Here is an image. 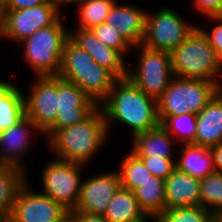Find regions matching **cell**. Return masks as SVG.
<instances>
[{
	"instance_id": "6da1fadb",
	"label": "cell",
	"mask_w": 222,
	"mask_h": 222,
	"mask_svg": "<svg viewBox=\"0 0 222 222\" xmlns=\"http://www.w3.org/2000/svg\"><path fill=\"white\" fill-rule=\"evenodd\" d=\"M99 106L110 134L111 125L115 121L130 127L132 138L160 124L157 100L146 95L128 78L118 79L107 98Z\"/></svg>"
},
{
	"instance_id": "7a4b0ae2",
	"label": "cell",
	"mask_w": 222,
	"mask_h": 222,
	"mask_svg": "<svg viewBox=\"0 0 222 222\" xmlns=\"http://www.w3.org/2000/svg\"><path fill=\"white\" fill-rule=\"evenodd\" d=\"M108 136L105 117L98 106L85 120L56 129L45 139L54 158L88 166L106 145Z\"/></svg>"
},
{
	"instance_id": "3957f363",
	"label": "cell",
	"mask_w": 222,
	"mask_h": 222,
	"mask_svg": "<svg viewBox=\"0 0 222 222\" xmlns=\"http://www.w3.org/2000/svg\"><path fill=\"white\" fill-rule=\"evenodd\" d=\"M200 27L195 26L187 38L170 52L173 74L179 78L216 83L222 69V60Z\"/></svg>"
},
{
	"instance_id": "277c9868",
	"label": "cell",
	"mask_w": 222,
	"mask_h": 222,
	"mask_svg": "<svg viewBox=\"0 0 222 222\" xmlns=\"http://www.w3.org/2000/svg\"><path fill=\"white\" fill-rule=\"evenodd\" d=\"M64 15L53 25L38 29L18 46L35 77L57 76L61 68L62 53L70 29L65 26Z\"/></svg>"
},
{
	"instance_id": "5b68a950",
	"label": "cell",
	"mask_w": 222,
	"mask_h": 222,
	"mask_svg": "<svg viewBox=\"0 0 222 222\" xmlns=\"http://www.w3.org/2000/svg\"><path fill=\"white\" fill-rule=\"evenodd\" d=\"M216 94V83L174 76L157 100L158 116L198 114Z\"/></svg>"
},
{
	"instance_id": "8992f818",
	"label": "cell",
	"mask_w": 222,
	"mask_h": 222,
	"mask_svg": "<svg viewBox=\"0 0 222 222\" xmlns=\"http://www.w3.org/2000/svg\"><path fill=\"white\" fill-rule=\"evenodd\" d=\"M139 51L137 65L128 66L127 78L146 95L158 100L174 77L170 52L153 50L143 45L132 47Z\"/></svg>"
},
{
	"instance_id": "52a82bcc",
	"label": "cell",
	"mask_w": 222,
	"mask_h": 222,
	"mask_svg": "<svg viewBox=\"0 0 222 222\" xmlns=\"http://www.w3.org/2000/svg\"><path fill=\"white\" fill-rule=\"evenodd\" d=\"M85 167L69 161L51 159L42 169V194L52 198L66 210L73 211L79 200L83 181L81 173Z\"/></svg>"
},
{
	"instance_id": "ba28073f",
	"label": "cell",
	"mask_w": 222,
	"mask_h": 222,
	"mask_svg": "<svg viewBox=\"0 0 222 222\" xmlns=\"http://www.w3.org/2000/svg\"><path fill=\"white\" fill-rule=\"evenodd\" d=\"M195 26L185 21L177 9L164 6L154 9L153 13L148 10L145 36L141 45L153 50L171 52L187 38Z\"/></svg>"
},
{
	"instance_id": "9c48e42d",
	"label": "cell",
	"mask_w": 222,
	"mask_h": 222,
	"mask_svg": "<svg viewBox=\"0 0 222 222\" xmlns=\"http://www.w3.org/2000/svg\"><path fill=\"white\" fill-rule=\"evenodd\" d=\"M63 6L58 0L21 10H6L0 21V38L20 43L40 28L53 25L61 16Z\"/></svg>"
},
{
	"instance_id": "30bf717a",
	"label": "cell",
	"mask_w": 222,
	"mask_h": 222,
	"mask_svg": "<svg viewBox=\"0 0 222 222\" xmlns=\"http://www.w3.org/2000/svg\"><path fill=\"white\" fill-rule=\"evenodd\" d=\"M69 211L41 192L32 190L28 180L20 188L8 222H59Z\"/></svg>"
},
{
	"instance_id": "8fae6325",
	"label": "cell",
	"mask_w": 222,
	"mask_h": 222,
	"mask_svg": "<svg viewBox=\"0 0 222 222\" xmlns=\"http://www.w3.org/2000/svg\"><path fill=\"white\" fill-rule=\"evenodd\" d=\"M28 93L24 94L26 116L44 133L58 115V76L35 77Z\"/></svg>"
},
{
	"instance_id": "7c38bea8",
	"label": "cell",
	"mask_w": 222,
	"mask_h": 222,
	"mask_svg": "<svg viewBox=\"0 0 222 222\" xmlns=\"http://www.w3.org/2000/svg\"><path fill=\"white\" fill-rule=\"evenodd\" d=\"M97 107L76 83L58 77V115L43 136L85 120Z\"/></svg>"
},
{
	"instance_id": "4fadbf2b",
	"label": "cell",
	"mask_w": 222,
	"mask_h": 222,
	"mask_svg": "<svg viewBox=\"0 0 222 222\" xmlns=\"http://www.w3.org/2000/svg\"><path fill=\"white\" fill-rule=\"evenodd\" d=\"M121 187L118 170L102 172L82 181L80 196L72 212L103 215L116 191Z\"/></svg>"
},
{
	"instance_id": "5bb4252c",
	"label": "cell",
	"mask_w": 222,
	"mask_h": 222,
	"mask_svg": "<svg viewBox=\"0 0 222 222\" xmlns=\"http://www.w3.org/2000/svg\"><path fill=\"white\" fill-rule=\"evenodd\" d=\"M43 135L36 124L27 116L8 130L0 132V164L11 165L27 171L23 158L32 148V131Z\"/></svg>"
},
{
	"instance_id": "9a60e30c",
	"label": "cell",
	"mask_w": 222,
	"mask_h": 222,
	"mask_svg": "<svg viewBox=\"0 0 222 222\" xmlns=\"http://www.w3.org/2000/svg\"><path fill=\"white\" fill-rule=\"evenodd\" d=\"M70 38L82 49L87 51L94 61L111 71L118 79L127 78V69L123 56L119 51L105 46L91 30L76 28L70 30Z\"/></svg>"
},
{
	"instance_id": "2e32d148",
	"label": "cell",
	"mask_w": 222,
	"mask_h": 222,
	"mask_svg": "<svg viewBox=\"0 0 222 222\" xmlns=\"http://www.w3.org/2000/svg\"><path fill=\"white\" fill-rule=\"evenodd\" d=\"M147 10L134 4L113 5L105 23L114 27L134 47L140 45L145 36Z\"/></svg>"
},
{
	"instance_id": "e0dca14e",
	"label": "cell",
	"mask_w": 222,
	"mask_h": 222,
	"mask_svg": "<svg viewBox=\"0 0 222 222\" xmlns=\"http://www.w3.org/2000/svg\"><path fill=\"white\" fill-rule=\"evenodd\" d=\"M166 209L200 205V180L177 168L165 180Z\"/></svg>"
},
{
	"instance_id": "ac0fdd59",
	"label": "cell",
	"mask_w": 222,
	"mask_h": 222,
	"mask_svg": "<svg viewBox=\"0 0 222 222\" xmlns=\"http://www.w3.org/2000/svg\"><path fill=\"white\" fill-rule=\"evenodd\" d=\"M195 145L211 148L222 142V97L215 94L197 114Z\"/></svg>"
},
{
	"instance_id": "d6986e66",
	"label": "cell",
	"mask_w": 222,
	"mask_h": 222,
	"mask_svg": "<svg viewBox=\"0 0 222 222\" xmlns=\"http://www.w3.org/2000/svg\"><path fill=\"white\" fill-rule=\"evenodd\" d=\"M159 124L154 129L139 133L131 138V151L137 156L151 158H174L173 150L178 142ZM175 145V146H173Z\"/></svg>"
},
{
	"instance_id": "ffe728a7",
	"label": "cell",
	"mask_w": 222,
	"mask_h": 222,
	"mask_svg": "<svg viewBox=\"0 0 222 222\" xmlns=\"http://www.w3.org/2000/svg\"><path fill=\"white\" fill-rule=\"evenodd\" d=\"M103 216L108 222H140L150 220L155 222V218L147 216L141 209L134 193L123 187H120L111 198Z\"/></svg>"
},
{
	"instance_id": "44dd1931",
	"label": "cell",
	"mask_w": 222,
	"mask_h": 222,
	"mask_svg": "<svg viewBox=\"0 0 222 222\" xmlns=\"http://www.w3.org/2000/svg\"><path fill=\"white\" fill-rule=\"evenodd\" d=\"M176 158V168L199 180L215 171L212 152L208 147L181 144Z\"/></svg>"
},
{
	"instance_id": "7402d4cb",
	"label": "cell",
	"mask_w": 222,
	"mask_h": 222,
	"mask_svg": "<svg viewBox=\"0 0 222 222\" xmlns=\"http://www.w3.org/2000/svg\"><path fill=\"white\" fill-rule=\"evenodd\" d=\"M24 92L11 81L0 80V132L26 116Z\"/></svg>"
},
{
	"instance_id": "603a6c76",
	"label": "cell",
	"mask_w": 222,
	"mask_h": 222,
	"mask_svg": "<svg viewBox=\"0 0 222 222\" xmlns=\"http://www.w3.org/2000/svg\"><path fill=\"white\" fill-rule=\"evenodd\" d=\"M93 57L70 37L64 45L61 68L57 75L63 80L76 83L93 66Z\"/></svg>"
},
{
	"instance_id": "cb8c5ba5",
	"label": "cell",
	"mask_w": 222,
	"mask_h": 222,
	"mask_svg": "<svg viewBox=\"0 0 222 222\" xmlns=\"http://www.w3.org/2000/svg\"><path fill=\"white\" fill-rule=\"evenodd\" d=\"M118 78L93 60V66L76 84L98 106L107 98Z\"/></svg>"
},
{
	"instance_id": "d4e9b609",
	"label": "cell",
	"mask_w": 222,
	"mask_h": 222,
	"mask_svg": "<svg viewBox=\"0 0 222 222\" xmlns=\"http://www.w3.org/2000/svg\"><path fill=\"white\" fill-rule=\"evenodd\" d=\"M27 172L0 164V220H7L20 188L29 180Z\"/></svg>"
},
{
	"instance_id": "484cf974",
	"label": "cell",
	"mask_w": 222,
	"mask_h": 222,
	"mask_svg": "<svg viewBox=\"0 0 222 222\" xmlns=\"http://www.w3.org/2000/svg\"><path fill=\"white\" fill-rule=\"evenodd\" d=\"M133 193L147 216L156 218L166 210L164 179L152 176L136 188Z\"/></svg>"
},
{
	"instance_id": "4316f807",
	"label": "cell",
	"mask_w": 222,
	"mask_h": 222,
	"mask_svg": "<svg viewBox=\"0 0 222 222\" xmlns=\"http://www.w3.org/2000/svg\"><path fill=\"white\" fill-rule=\"evenodd\" d=\"M160 125L180 144H195L197 128L196 114H181L176 116H158ZM181 140V141H180ZM182 142V143H180Z\"/></svg>"
},
{
	"instance_id": "83f0119b",
	"label": "cell",
	"mask_w": 222,
	"mask_h": 222,
	"mask_svg": "<svg viewBox=\"0 0 222 222\" xmlns=\"http://www.w3.org/2000/svg\"><path fill=\"white\" fill-rule=\"evenodd\" d=\"M118 169L121 187L132 192L153 175L146 168L143 160L131 150L125 154Z\"/></svg>"
},
{
	"instance_id": "f1b7e54d",
	"label": "cell",
	"mask_w": 222,
	"mask_h": 222,
	"mask_svg": "<svg viewBox=\"0 0 222 222\" xmlns=\"http://www.w3.org/2000/svg\"><path fill=\"white\" fill-rule=\"evenodd\" d=\"M116 2L117 0H92L79 5L77 28L91 30L98 24L104 23Z\"/></svg>"
},
{
	"instance_id": "f546056e",
	"label": "cell",
	"mask_w": 222,
	"mask_h": 222,
	"mask_svg": "<svg viewBox=\"0 0 222 222\" xmlns=\"http://www.w3.org/2000/svg\"><path fill=\"white\" fill-rule=\"evenodd\" d=\"M200 205L214 216L222 211V173L214 171L200 180Z\"/></svg>"
},
{
	"instance_id": "4dcf8cb0",
	"label": "cell",
	"mask_w": 222,
	"mask_h": 222,
	"mask_svg": "<svg viewBox=\"0 0 222 222\" xmlns=\"http://www.w3.org/2000/svg\"><path fill=\"white\" fill-rule=\"evenodd\" d=\"M214 215L201 205L166 209L155 222H211Z\"/></svg>"
},
{
	"instance_id": "1f68e13d",
	"label": "cell",
	"mask_w": 222,
	"mask_h": 222,
	"mask_svg": "<svg viewBox=\"0 0 222 222\" xmlns=\"http://www.w3.org/2000/svg\"><path fill=\"white\" fill-rule=\"evenodd\" d=\"M94 35L105 46L119 51L123 56L133 47L114 27L101 23L91 29Z\"/></svg>"
},
{
	"instance_id": "d6a6232c",
	"label": "cell",
	"mask_w": 222,
	"mask_h": 222,
	"mask_svg": "<svg viewBox=\"0 0 222 222\" xmlns=\"http://www.w3.org/2000/svg\"><path fill=\"white\" fill-rule=\"evenodd\" d=\"M140 157L146 168L153 176L166 180L168 176L176 169L175 158H151L150 156Z\"/></svg>"
},
{
	"instance_id": "836d02e7",
	"label": "cell",
	"mask_w": 222,
	"mask_h": 222,
	"mask_svg": "<svg viewBox=\"0 0 222 222\" xmlns=\"http://www.w3.org/2000/svg\"><path fill=\"white\" fill-rule=\"evenodd\" d=\"M210 22H214L216 26L209 32V29L201 27L207 35L210 45L216 52L217 56L222 60V16L207 17ZM217 23V24H216Z\"/></svg>"
},
{
	"instance_id": "e575fe53",
	"label": "cell",
	"mask_w": 222,
	"mask_h": 222,
	"mask_svg": "<svg viewBox=\"0 0 222 222\" xmlns=\"http://www.w3.org/2000/svg\"><path fill=\"white\" fill-rule=\"evenodd\" d=\"M191 3L202 17L222 16V0H193Z\"/></svg>"
},
{
	"instance_id": "d590c367",
	"label": "cell",
	"mask_w": 222,
	"mask_h": 222,
	"mask_svg": "<svg viewBox=\"0 0 222 222\" xmlns=\"http://www.w3.org/2000/svg\"><path fill=\"white\" fill-rule=\"evenodd\" d=\"M48 0H6L7 10H21L41 5Z\"/></svg>"
},
{
	"instance_id": "8d00e7d4",
	"label": "cell",
	"mask_w": 222,
	"mask_h": 222,
	"mask_svg": "<svg viewBox=\"0 0 222 222\" xmlns=\"http://www.w3.org/2000/svg\"><path fill=\"white\" fill-rule=\"evenodd\" d=\"M213 156V165L216 172L222 173V142L209 148Z\"/></svg>"
},
{
	"instance_id": "74e56055",
	"label": "cell",
	"mask_w": 222,
	"mask_h": 222,
	"mask_svg": "<svg viewBox=\"0 0 222 222\" xmlns=\"http://www.w3.org/2000/svg\"><path fill=\"white\" fill-rule=\"evenodd\" d=\"M80 219V222H108L103 215H92L85 212H74Z\"/></svg>"
},
{
	"instance_id": "f35d334b",
	"label": "cell",
	"mask_w": 222,
	"mask_h": 222,
	"mask_svg": "<svg viewBox=\"0 0 222 222\" xmlns=\"http://www.w3.org/2000/svg\"><path fill=\"white\" fill-rule=\"evenodd\" d=\"M59 222H80V219L74 212L69 211Z\"/></svg>"
},
{
	"instance_id": "ab89813d",
	"label": "cell",
	"mask_w": 222,
	"mask_h": 222,
	"mask_svg": "<svg viewBox=\"0 0 222 222\" xmlns=\"http://www.w3.org/2000/svg\"><path fill=\"white\" fill-rule=\"evenodd\" d=\"M222 69L219 73V77L217 82H216V94L222 97Z\"/></svg>"
},
{
	"instance_id": "60d3db41",
	"label": "cell",
	"mask_w": 222,
	"mask_h": 222,
	"mask_svg": "<svg viewBox=\"0 0 222 222\" xmlns=\"http://www.w3.org/2000/svg\"><path fill=\"white\" fill-rule=\"evenodd\" d=\"M90 1H92V0H68L65 4H64V6L65 7H67L68 5H81V4H83V3H86V2H90Z\"/></svg>"
},
{
	"instance_id": "b9f144b4",
	"label": "cell",
	"mask_w": 222,
	"mask_h": 222,
	"mask_svg": "<svg viewBox=\"0 0 222 222\" xmlns=\"http://www.w3.org/2000/svg\"><path fill=\"white\" fill-rule=\"evenodd\" d=\"M6 10V0H0V21L3 19Z\"/></svg>"
},
{
	"instance_id": "7bdbcfd3",
	"label": "cell",
	"mask_w": 222,
	"mask_h": 222,
	"mask_svg": "<svg viewBox=\"0 0 222 222\" xmlns=\"http://www.w3.org/2000/svg\"><path fill=\"white\" fill-rule=\"evenodd\" d=\"M216 217L222 222V211H220Z\"/></svg>"
},
{
	"instance_id": "ee69618b",
	"label": "cell",
	"mask_w": 222,
	"mask_h": 222,
	"mask_svg": "<svg viewBox=\"0 0 222 222\" xmlns=\"http://www.w3.org/2000/svg\"><path fill=\"white\" fill-rule=\"evenodd\" d=\"M211 222H221V221L216 216H214Z\"/></svg>"
},
{
	"instance_id": "f6af8a7d",
	"label": "cell",
	"mask_w": 222,
	"mask_h": 222,
	"mask_svg": "<svg viewBox=\"0 0 222 222\" xmlns=\"http://www.w3.org/2000/svg\"><path fill=\"white\" fill-rule=\"evenodd\" d=\"M60 3H61V5L63 6V8H64V4L68 1V0H58Z\"/></svg>"
}]
</instances>
